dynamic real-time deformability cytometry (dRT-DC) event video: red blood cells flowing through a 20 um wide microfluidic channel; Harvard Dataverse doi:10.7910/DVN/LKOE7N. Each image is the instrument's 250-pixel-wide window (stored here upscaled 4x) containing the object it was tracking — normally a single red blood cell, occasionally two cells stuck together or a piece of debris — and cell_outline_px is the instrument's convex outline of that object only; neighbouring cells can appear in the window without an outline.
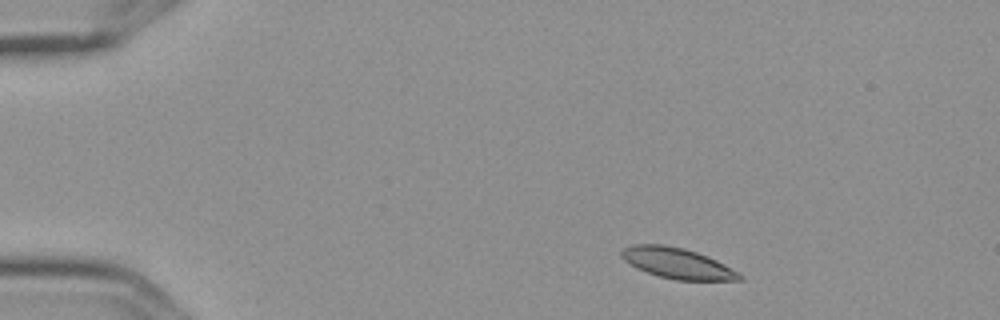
{"species": "Egyptian fruit bat (a non-hibernating species)", "species_latin": "Rousettus aegyptiacus", "temperature_condition": "cold", "stored_images_in_passage": 3, "camera_frame_rate_fps": 3000, "um_per_image_px": 0.085, "frame": {"image": 1, "passage_image": 1, "time_ms": 0.0, "image_size_px": [1000, 320], "cell_outline_px": [[744, 276], [740, 280], [676, 280], [660, 276], [636, 268], [624, 260], [620, 256], [620, 252], [624, 248], [632, 244], [664, 244], [684, 248], [708, 256], [740, 272]], "centroid_in_image_um": [57.57, 22.36], "position_along_channel_um": 27.4, "area_um2": 21.1}}